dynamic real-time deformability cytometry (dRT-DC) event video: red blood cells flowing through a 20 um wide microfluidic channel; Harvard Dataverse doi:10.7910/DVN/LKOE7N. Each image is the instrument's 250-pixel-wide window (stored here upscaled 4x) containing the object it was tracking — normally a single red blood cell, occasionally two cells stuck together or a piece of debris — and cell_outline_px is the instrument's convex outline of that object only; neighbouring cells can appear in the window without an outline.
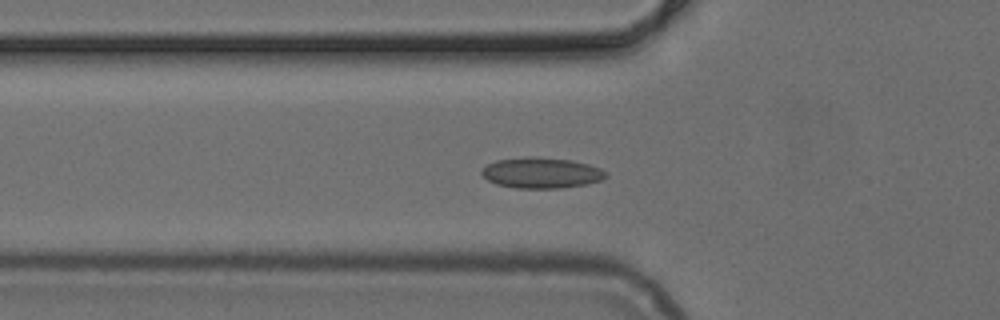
{"species": "common noctule bat (a hibernating species)", "species_latin": "Nyctalus noctula", "temperature_condition": "cold", "stored_images_in_passage": 40, "camera_frame_rate_fps": 3000, "um_per_image_px": 0.085, "animal": {"sex": "female", "body_mass_g": 24.6, "forearm_length_mm": 56.2}, "frame": {"image": 1, "passage_image": 5, "time_ms": 1.333, "image_size_px": [1000, 320], "cell_outline_px": [[608, 176], [600, 180], [584, 184], [560, 188], [516, 188], [496, 184], [488, 180], [480, 172], [488, 164], [496, 160], [524, 156], [536, 156], [572, 160], [588, 164], [600, 168], [608, 172]], "centroid_in_image_um": [46.02, 14.68], "position_along_channel_um": 79.8, "area_um2": 22.31}}
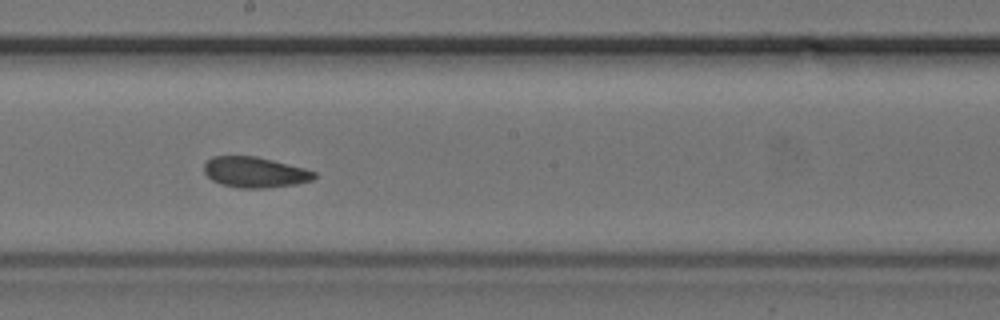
{"frame": {"image": 2, "passage_image": 16, "time_ms": 5.0, "image_size_px": [1000, 320], "cell_outline_px": [[316, 176], [312, 180], [296, 184], [264, 188], [236, 188], [220, 184], [212, 180], [204, 172], [204, 164], [212, 156], [256, 156], [304, 168], [316, 172]], "centroid_in_image_um": [21.64, 14.64], "position_along_channel_um": 226.6, "area_um2": 19.65}}
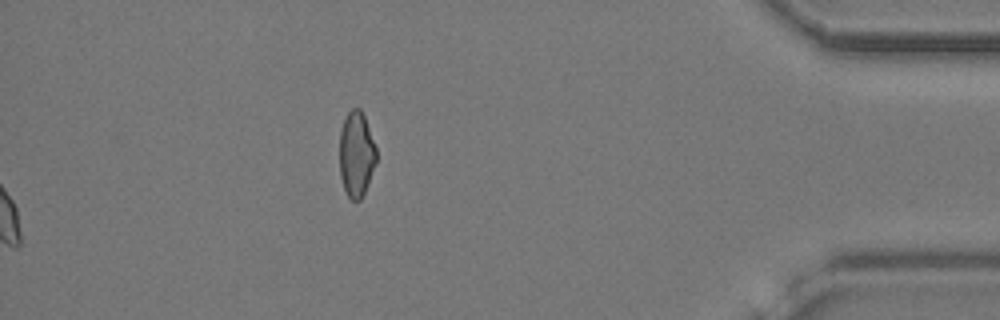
{"frame": {"image": 3, "passage_image": 40, "time_ms": 13.0, "image_size_px": [1000, 320], "cell_outline_px": [[376, 164], [364, 192], [360, 200], [352, 200], [348, 196], [344, 188], [340, 176], [340, 132], [344, 120], [348, 112], [352, 108], [360, 108], [364, 116], [376, 148]], "centroid_in_image_um": [30.29, 13.1], "position_along_channel_um": 404.9, "area_um2": 18.09}}